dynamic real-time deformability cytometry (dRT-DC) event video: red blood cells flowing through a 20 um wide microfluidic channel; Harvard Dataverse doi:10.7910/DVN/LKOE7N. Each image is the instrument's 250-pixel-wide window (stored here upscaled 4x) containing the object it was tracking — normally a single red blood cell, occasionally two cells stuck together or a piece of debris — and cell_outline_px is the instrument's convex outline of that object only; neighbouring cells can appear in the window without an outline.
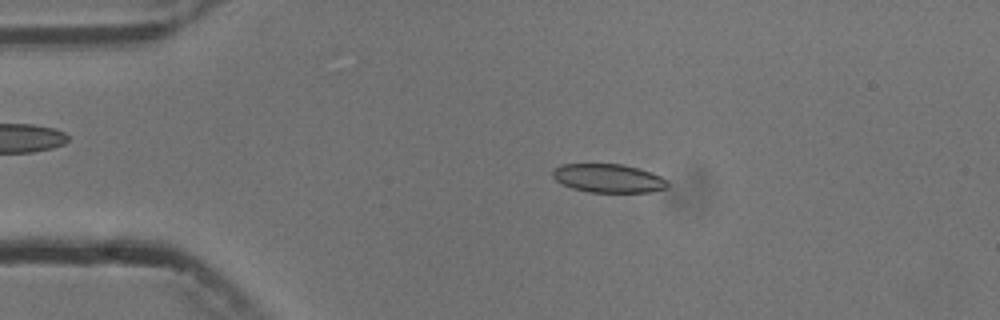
{"species": "common noctule bat (a hibernating species)", "species_latin": "Nyctalus noctula", "temperature_condition": "cold", "stored_images_in_passage": 5, "camera_frame_rate_fps": 3000, "um_per_image_px": 0.085, "animal": {"sex": "male", "body_mass_g": 13.3}, "frame": {"image": 1, "passage_image": 3, "time_ms": 2.333, "image_size_px": [1000, 320], "cell_outline_px": [[668, 188], [648, 192], [588, 192], [572, 188], [556, 180], [552, 176], [552, 172], [560, 164], [624, 164], [652, 172], [668, 180]], "centroid_in_image_um": [51.74, 15.15], "position_along_channel_um": 33.3, "area_um2": 19.19}}
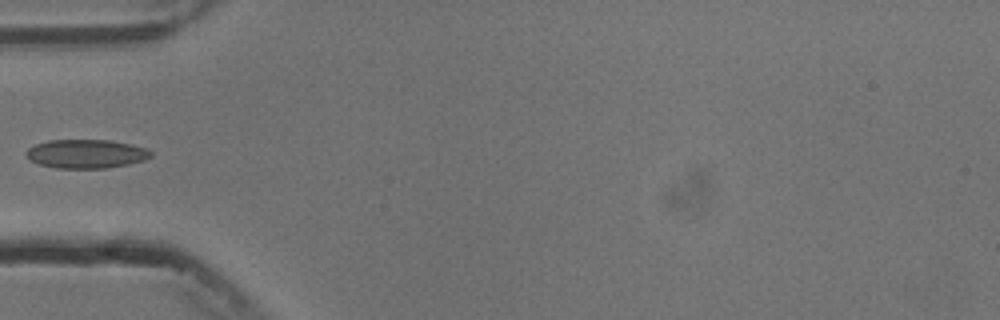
{"frame": {"image": 2, "passage_image": 5, "time_ms": 4.667, "image_size_px": [1000, 320], "cell_outline_px": [[152, 156], [144, 160], [128, 164], [104, 168], [56, 168], [40, 164], [28, 160], [24, 152], [28, 148], [36, 144], [48, 140], [108, 140], [132, 144], [148, 148], [152, 152]], "centroid_in_image_um": [7.31, 13.07], "position_along_channel_um": 77.7, "area_um2": 21.04}}